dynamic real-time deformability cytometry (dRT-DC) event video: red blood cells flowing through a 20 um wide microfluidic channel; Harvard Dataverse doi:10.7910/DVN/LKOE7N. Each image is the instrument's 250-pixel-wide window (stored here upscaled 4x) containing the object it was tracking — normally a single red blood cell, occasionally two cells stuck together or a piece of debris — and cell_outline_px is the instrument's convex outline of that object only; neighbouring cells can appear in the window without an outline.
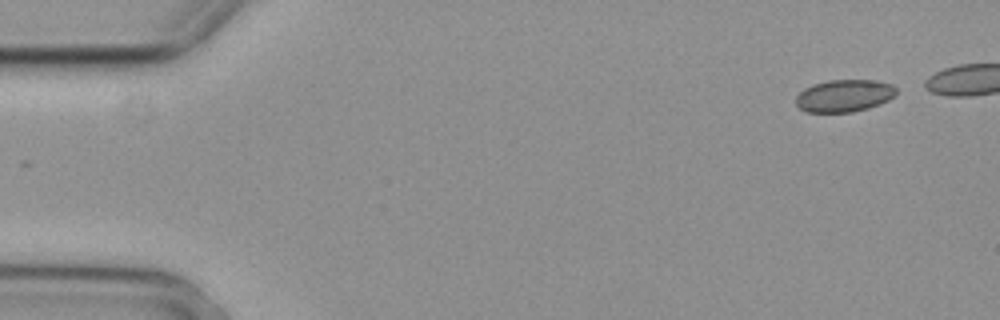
{"species": "common noctule bat (a hibernating species)", "species_latin": "Nyctalus noctula", "temperature_condition": "cold", "stored_images_in_passage": 6, "camera_frame_rate_fps": 3000, "um_per_image_px": 0.085, "animal": {"sex": "female", "body_mass_g": 29.2, "forearm_length_mm": 56.3}, "frame": {"image": 1, "passage_image": 1, "time_ms": 0.0, "image_size_px": [1000, 320], "cell_outline_px": [[896, 92], [888, 100], [880, 104], [868, 108], [852, 112], [804, 112], [796, 104], [796, 96], [804, 88], [812, 84], [828, 80], [876, 80], [892, 84], [896, 88]], "centroid_in_image_um": [71.74, 8.13], "position_along_channel_um": 13.3, "area_um2": 18.96}}
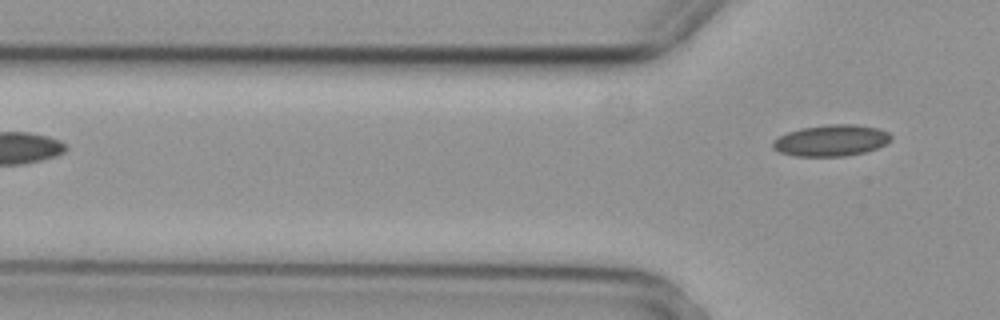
{"frame": {"image": 2, "passage_image": 6, "time_ms": 1.667, "image_size_px": [1000, 320], "cell_outline_px": [[892, 140], [876, 148], [864, 152], [844, 156], [792, 156], [780, 152], [772, 148], [772, 140], [788, 132], [800, 128], [828, 124], [856, 124], [880, 128], [888, 132], [892, 136]], "centroid_in_image_um": [70.65, 11.93], "position_along_channel_um": 55.2, "area_um2": 21.73}}